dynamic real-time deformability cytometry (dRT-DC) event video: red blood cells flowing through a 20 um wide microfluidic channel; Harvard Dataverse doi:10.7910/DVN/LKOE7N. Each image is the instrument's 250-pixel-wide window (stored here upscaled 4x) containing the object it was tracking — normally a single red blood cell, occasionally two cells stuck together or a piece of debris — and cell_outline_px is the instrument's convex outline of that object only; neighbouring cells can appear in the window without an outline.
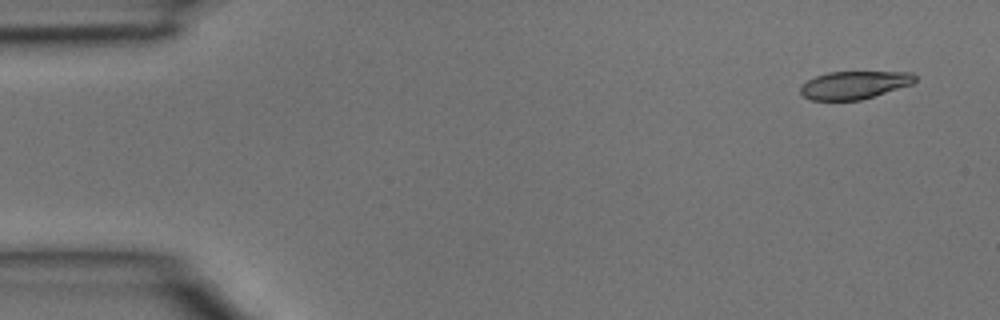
{"species": "common noctule bat (a hibernating species)", "species_latin": "Nyctalus noctula", "temperature_condition": "room temperature", "stored_images_in_passage": 4, "camera_frame_rate_fps": 3000, "um_per_image_px": 0.085, "animal": {"sex": "male", "body_mass_g": 15.6}, "frame": {"image": 1, "passage_image": 1, "time_ms": 0.0, "image_size_px": [1000, 320], "cell_outline_px": [[916, 80], [912, 84], [860, 100], [812, 100], [804, 96], [800, 92], [800, 88], [808, 80], [816, 76], [828, 72], [912, 72], [916, 76]], "centroid_in_image_um": [72.62, 7.22], "position_along_channel_um": 12.4, "area_um2": 18.38}}
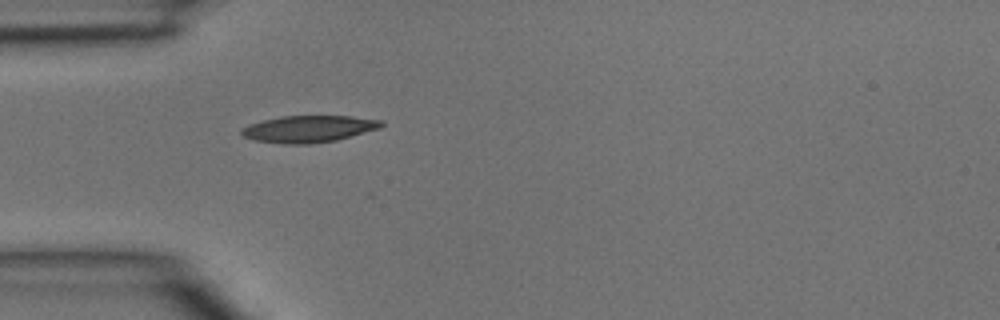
{"frame": {"image": 2, "passage_image": 4, "time_ms": 1.0, "image_size_px": [1000, 320], "cell_outline_px": [[384, 124], [380, 128], [336, 140], [308, 144], [284, 144], [256, 140], [244, 136], [240, 132], [240, 128], [248, 124], [280, 116], [352, 116], [384, 120]], "centroid_in_image_um": [26.25, 10.95], "position_along_channel_um": 58.8, "area_um2": 21.85}}